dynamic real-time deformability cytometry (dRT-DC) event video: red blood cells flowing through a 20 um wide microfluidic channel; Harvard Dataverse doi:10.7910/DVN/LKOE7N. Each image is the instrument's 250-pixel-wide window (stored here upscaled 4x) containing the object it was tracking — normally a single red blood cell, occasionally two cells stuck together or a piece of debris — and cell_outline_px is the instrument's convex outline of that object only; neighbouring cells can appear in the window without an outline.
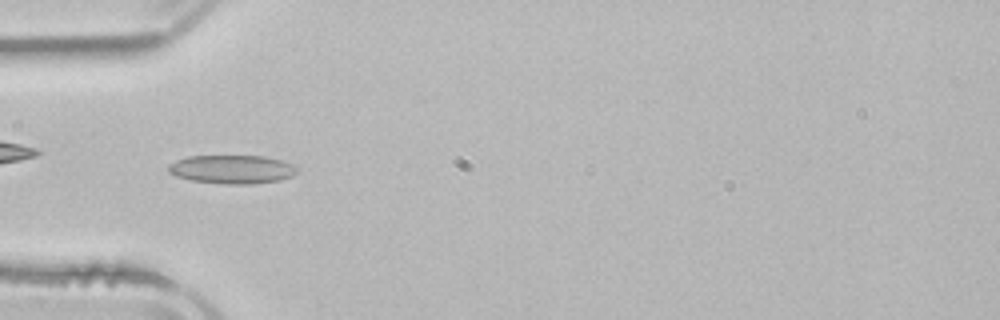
{"species": "common noctule bat (a hibernating species)", "species_latin": "Nyctalus noctula", "temperature_condition": "room temperature", "stored_images_in_passage": 5, "camera_frame_rate_fps": 3000, "um_per_image_px": 0.085, "animal": {"sex": "male", "body_mass_g": 21.5, "forearm_length_mm": 52.0}, "frame": {"image": 1, "passage_image": 5, "time_ms": 4.667, "image_size_px": [1000, 320], "cell_outline_px": [[296, 172], [292, 176], [280, 180], [248, 184], [228, 184], [192, 180], [176, 176], [168, 172], [168, 164], [176, 160], [188, 156], [264, 156], [280, 160], [292, 164], [296, 168]], "centroid_in_image_um": [19.69, 14.39], "position_along_channel_um": 65.3, "area_um2": 21.27}}